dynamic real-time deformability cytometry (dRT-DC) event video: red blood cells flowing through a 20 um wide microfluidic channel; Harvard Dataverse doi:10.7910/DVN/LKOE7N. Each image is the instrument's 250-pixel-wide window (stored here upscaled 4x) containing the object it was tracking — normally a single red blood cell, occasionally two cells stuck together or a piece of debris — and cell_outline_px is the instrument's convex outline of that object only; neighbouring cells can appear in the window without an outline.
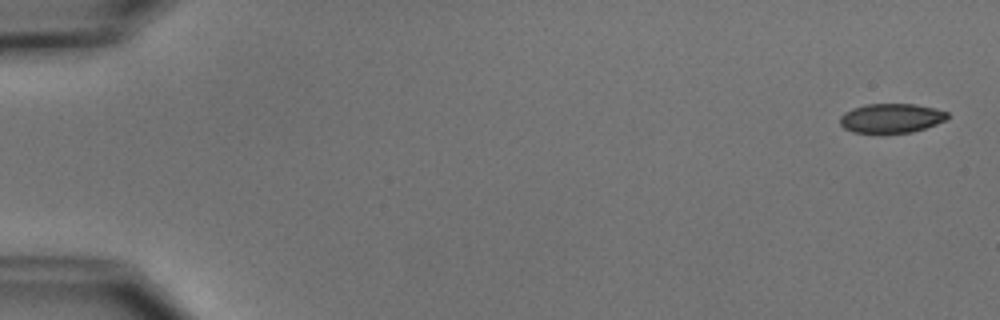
{"species": "common noctule bat (a hibernating species)", "species_latin": "Nyctalus noctula", "temperature_condition": "cold", "stored_images_in_passage": 27, "camera_frame_rate_fps": 3000, "um_per_image_px": 0.085, "animal": {"sex": "male", "body_mass_g": 15.6}, "frame": {"image": 1, "passage_image": 1, "time_ms": 0.0, "image_size_px": [1000, 320], "cell_outline_px": [[948, 116], [944, 120], [936, 124], [912, 132], [880, 136], [852, 132], [844, 128], [840, 124], [840, 116], [844, 112], [852, 108], [868, 104], [916, 104], [948, 112]], "centroid_in_image_um": [75.68, 10.09], "position_along_channel_um": 9.3, "area_um2": 18.96}}
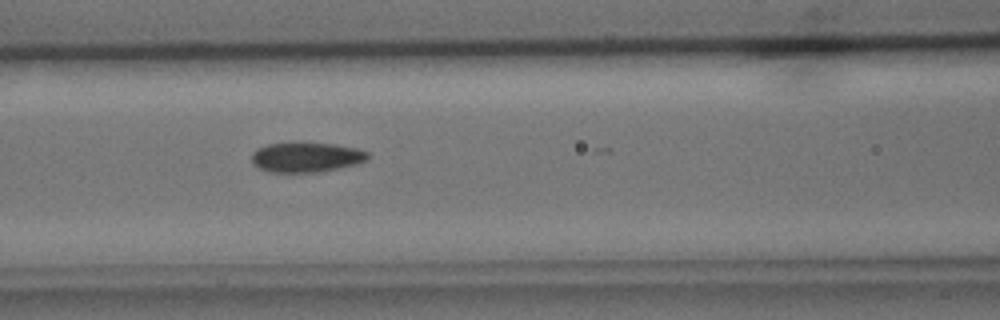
{"frame": {"image": 2, "passage_image": 23, "time_ms": 7.333, "image_size_px": [1000, 320], "cell_outline_px": [[368, 160], [356, 164], [324, 172], [268, 172], [256, 168], [252, 164], [252, 152], [256, 148], [268, 144], [336, 144], [356, 148], [368, 152]], "centroid_in_image_um": [26.01, 13.39], "position_along_channel_um": 140.6, "area_um2": 20.17}}
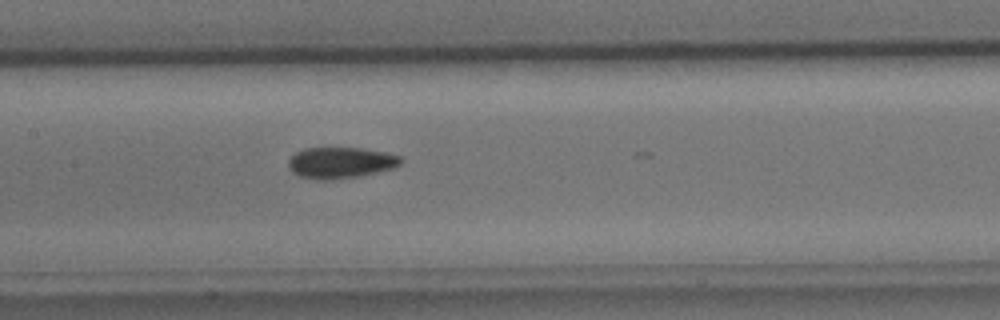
{"frame": {"image": 3, "passage_image": 26, "time_ms": 8.333, "image_size_px": [1000, 320], "cell_outline_px": [[404, 160], [400, 164], [392, 168], [360, 176], [332, 180], [320, 180], [300, 176], [292, 172], [288, 168], [288, 160], [296, 152], [304, 148], [360, 148], [384, 152], [400, 156]], "centroid_in_image_um": [28.93, 13.83], "position_along_channel_um": 178.5, "area_um2": 20.4}}